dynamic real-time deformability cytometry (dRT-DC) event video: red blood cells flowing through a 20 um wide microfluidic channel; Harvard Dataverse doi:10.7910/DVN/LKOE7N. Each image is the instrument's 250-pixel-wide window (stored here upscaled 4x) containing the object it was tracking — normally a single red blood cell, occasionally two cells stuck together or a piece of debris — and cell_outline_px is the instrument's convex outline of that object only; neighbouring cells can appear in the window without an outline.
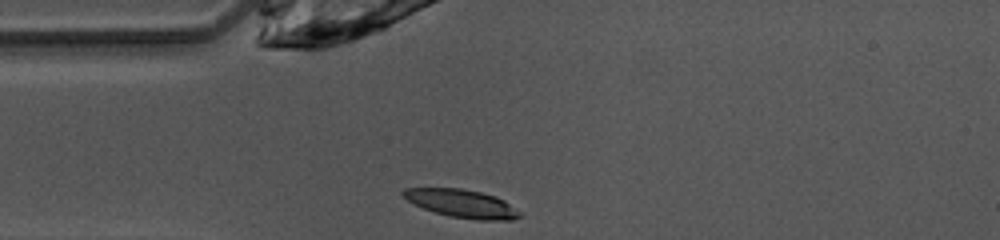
{"species": "common noctule bat (a hibernating species)", "species_latin": "Nyctalus noctula", "temperature_condition": "warm", "stored_images_in_passage": 37, "camera_frame_rate_fps": 3000, "um_per_image_px": 0.085, "animal": {"sex": "female", "body_mass_g": 10.0, "forearm_length_mm": 53.1}, "frame": {"image": 1, "passage_image": 1, "time_ms": 0.0, "image_size_px": [1000, 240], "cell_outline_px": [[520, 216], [512, 220], [476, 220], [448, 216], [424, 208], [408, 200], [400, 192], [404, 188], [460, 188], [480, 192], [496, 196], [504, 200], [520, 212]], "centroid_in_image_um": [39.27, 17.3], "position_along_channel_um": 45.7, "area_um2": 18.9}}
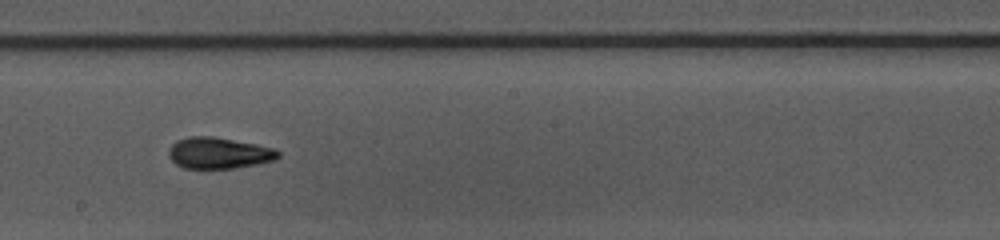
{"frame": {"image": 2, "passage_image": 15, "time_ms": 4.667, "image_size_px": [1000, 240], "cell_outline_px": [[280, 156], [276, 160], [256, 164], [232, 168], [184, 168], [176, 164], [168, 156], [168, 152], [172, 144], [176, 140], [188, 136], [212, 136], [256, 144], [272, 148], [280, 152]], "centroid_in_image_um": [18.58, 13.0], "position_along_channel_um": 229.6, "area_um2": 19.88}}
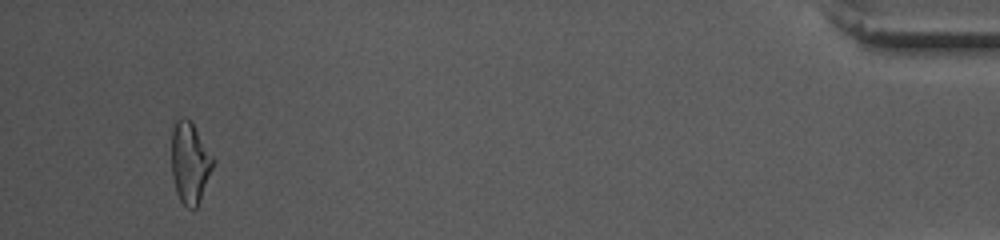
{"frame": {"image": 3, "passage_image": 35, "time_ms": 11.333, "image_size_px": [1000, 240], "cell_outline_px": [[216, 160], [200, 200], [196, 208], [188, 208], [180, 200], [176, 192], [172, 172], [172, 128], [176, 120], [184, 116], [192, 120]], "centroid_in_image_um": [16.16, 13.77], "position_along_channel_um": 419.0, "area_um2": 19.94}, "authors_computed_cell_mechanics": {"area_um2": 19.363, "velocity_mm_per_s": 4.0901, "shape_relaxation_time_tau1_ms": 3.7565, "shape_relaxation_time_tau2_ms": 2.1042, "deformation_change_tau1": 0.1611, "deformation_change_tau2": 0.1018}}